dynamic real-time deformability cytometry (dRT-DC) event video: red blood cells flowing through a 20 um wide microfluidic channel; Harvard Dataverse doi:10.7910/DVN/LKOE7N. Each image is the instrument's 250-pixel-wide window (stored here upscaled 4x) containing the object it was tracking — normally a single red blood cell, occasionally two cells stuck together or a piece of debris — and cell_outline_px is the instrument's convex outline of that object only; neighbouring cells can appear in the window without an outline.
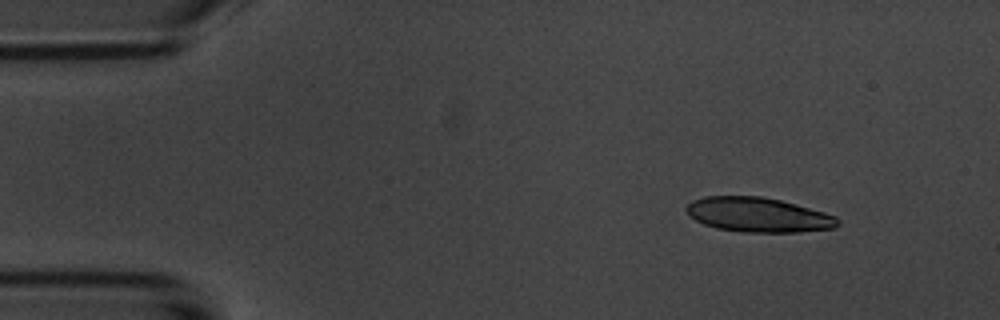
{"species": "common noctule bat (a hibernating species)", "species_latin": "Nyctalus noctula", "temperature_condition": "room temperature", "stored_images_in_passage": 3, "camera_frame_rate_fps": 3000, "um_per_image_px": 0.085, "animal": {"sex": "male", "body_mass_g": 20.1, "forearm_length_mm": 53.5}, "frame": {"image": 1, "passage_image": 1, "time_ms": 0.0, "image_size_px": [1000, 320], "cell_outline_px": [[840, 224], [836, 228], [800, 232], [744, 232], [716, 228], [704, 224], [688, 216], [684, 208], [692, 200], [704, 196], [760, 196], [780, 200], [796, 204], [824, 212], [836, 216], [840, 220]], "centroid_in_image_um": [64.45, 18.26], "position_along_channel_um": 20.6, "area_um2": 30.75}}